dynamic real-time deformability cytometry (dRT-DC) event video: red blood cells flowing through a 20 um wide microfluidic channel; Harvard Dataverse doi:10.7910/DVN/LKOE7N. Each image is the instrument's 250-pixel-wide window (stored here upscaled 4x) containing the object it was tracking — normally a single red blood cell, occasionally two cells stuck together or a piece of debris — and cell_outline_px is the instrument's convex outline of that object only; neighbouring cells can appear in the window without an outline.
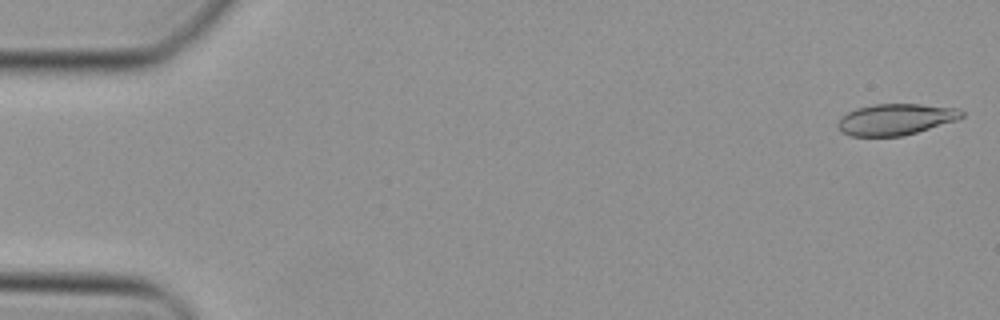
{"species": "Egyptian fruit bat (a non-hibernating species)", "species_latin": "Rousettus aegyptiacus", "temperature_condition": "cold", "stored_images_in_passage": 10, "camera_frame_rate_fps": 3000, "um_per_image_px": 0.085, "animal": {"sex": "female"}, "frame": {"image": 1, "passage_image": 1, "time_ms": 0.0, "image_size_px": [1000, 320], "cell_outline_px": [[964, 116], [956, 120], [916, 132], [900, 136], [848, 136], [840, 132], [836, 124], [840, 116], [856, 108], [876, 104], [920, 104], [960, 108], [964, 112]], "centroid_in_image_um": [76.09, 10.14], "position_along_channel_um": 8.9, "area_um2": 22.66}}